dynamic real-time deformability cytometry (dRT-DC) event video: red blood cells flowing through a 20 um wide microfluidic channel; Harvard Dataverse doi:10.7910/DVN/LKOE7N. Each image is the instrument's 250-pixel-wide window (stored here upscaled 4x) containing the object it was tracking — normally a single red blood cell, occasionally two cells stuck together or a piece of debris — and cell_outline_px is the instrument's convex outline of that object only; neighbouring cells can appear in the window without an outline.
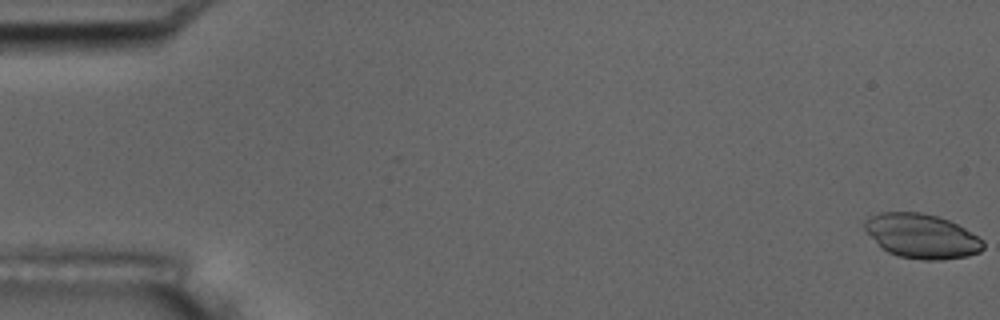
{"species": "common noctule bat (a hibernating species)", "species_latin": "Nyctalus noctula", "temperature_condition": "room temperature", "stored_images_in_passage": 7, "camera_frame_rate_fps": 3000, "um_per_image_px": 0.085, "animal": {"sex": "male", "body_mass_g": 17.5, "forearm_length_mm": 52.3}, "frame": {"image": 1, "passage_image": 1, "time_ms": 0.0, "image_size_px": [1000, 320], "cell_outline_px": [[984, 248], [980, 252], [968, 256], [944, 260], [924, 260], [900, 256], [888, 252], [864, 228], [864, 220], [868, 216], [880, 212], [920, 212], [936, 216], [948, 220], [964, 228], [984, 240]], "centroid_in_image_um": [78.38, 20.06], "position_along_channel_um": 6.6, "area_um2": 30.46}}